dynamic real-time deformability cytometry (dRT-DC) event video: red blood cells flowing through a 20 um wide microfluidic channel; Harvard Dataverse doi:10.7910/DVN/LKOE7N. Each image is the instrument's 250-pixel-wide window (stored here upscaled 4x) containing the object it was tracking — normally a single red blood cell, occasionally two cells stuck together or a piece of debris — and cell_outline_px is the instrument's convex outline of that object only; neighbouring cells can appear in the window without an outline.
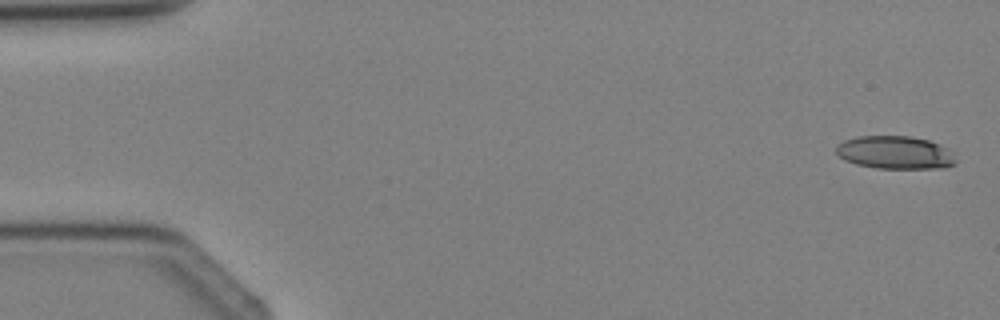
{"species": "Egyptian fruit bat (a non-hibernating species)", "species_latin": "Rousettus aegyptiacus", "temperature_condition": "cold", "stored_images_in_passage": 3, "camera_frame_rate_fps": 3000, "um_per_image_px": 0.085, "animal": {"sex": "female"}, "frame": {"image": 1, "passage_image": 1, "time_ms": 0.0, "image_size_px": [1000, 320], "cell_outline_px": [[956, 164], [944, 168], [876, 168], [856, 164], [844, 160], [836, 152], [836, 144], [844, 140], [856, 136], [912, 136], [928, 140], [940, 144], [948, 148], [952, 152], [956, 160]], "centroid_in_image_um": [76.09, 12.96], "position_along_channel_um": 8.9, "area_um2": 23.24}}